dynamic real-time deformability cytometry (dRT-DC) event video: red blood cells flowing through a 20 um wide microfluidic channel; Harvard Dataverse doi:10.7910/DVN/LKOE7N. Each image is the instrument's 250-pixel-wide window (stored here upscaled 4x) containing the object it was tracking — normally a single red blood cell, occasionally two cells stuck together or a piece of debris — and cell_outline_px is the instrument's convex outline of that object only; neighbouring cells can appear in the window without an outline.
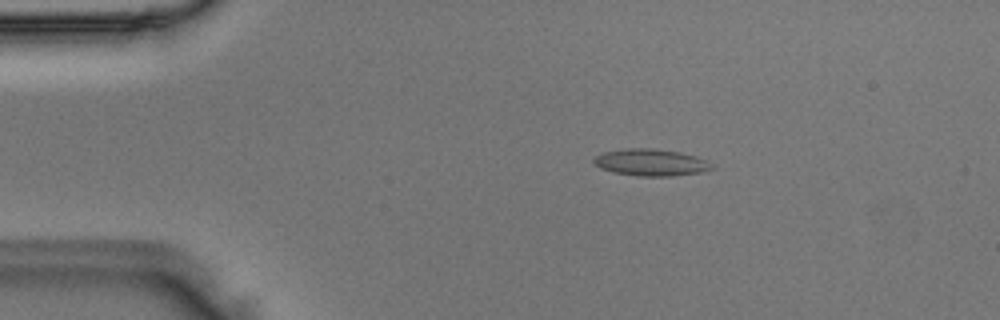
{"species": "Egyptian fruit bat (a non-hibernating species)", "species_latin": "Rousettus aegyptiacus", "temperature_condition": "room temperature", "stored_images_in_passage": 46, "camera_frame_rate_fps": 3000, "um_per_image_px": 0.085, "animal": {"sex": "male"}, "frame": {"image": 1, "passage_image": 5, "time_ms": 1.333, "image_size_px": [1000, 320], "cell_outline_px": [[716, 168], [704, 172], [672, 176], [640, 176], [612, 172], [600, 168], [592, 160], [596, 156], [604, 152], [624, 148], [656, 148], [680, 152], [696, 156], [708, 160]], "centroid_in_image_um": [55.38, 13.8], "position_along_channel_um": 29.6, "area_um2": 18.73}}
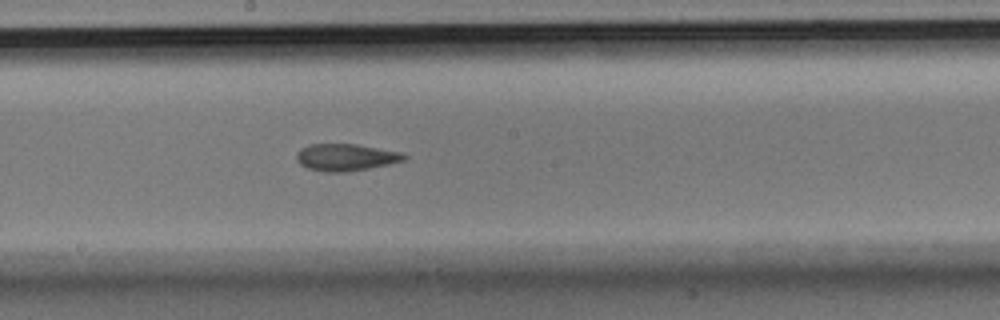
{"frame": {"image": 2, "passage_image": 23, "time_ms": 7.333, "image_size_px": [1000, 320], "cell_outline_px": [[408, 156], [404, 160], [388, 164], [348, 172], [324, 172], [308, 168], [300, 164], [296, 160], [296, 156], [300, 148], [308, 144], [356, 144], [400, 152]], "centroid_in_image_um": [29.35, 13.37], "position_along_channel_um": 218.8, "area_um2": 16.88}}
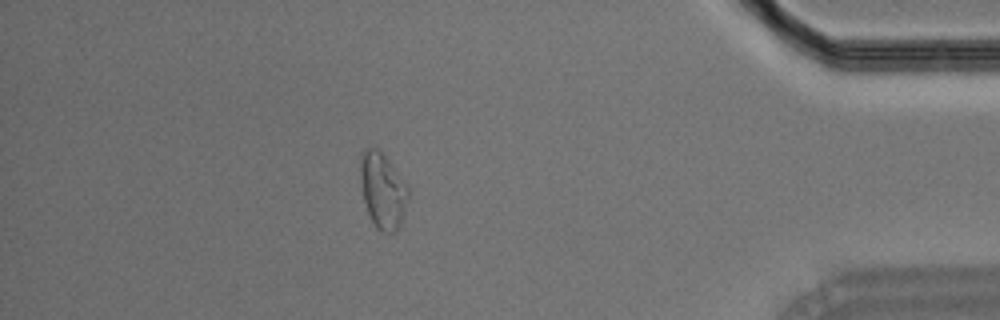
{"frame": {"image": 3, "passage_image": 40, "time_ms": 13.0, "image_size_px": [1000, 320], "cell_outline_px": [[408, 196], [400, 224], [396, 232], [380, 232], [376, 228], [368, 212], [364, 200], [360, 176], [360, 152], [364, 148], [376, 148], [384, 156], [408, 188]], "centroid_in_image_um": [32.49, 16.21], "position_along_channel_um": 402.7, "area_um2": 20.52}}